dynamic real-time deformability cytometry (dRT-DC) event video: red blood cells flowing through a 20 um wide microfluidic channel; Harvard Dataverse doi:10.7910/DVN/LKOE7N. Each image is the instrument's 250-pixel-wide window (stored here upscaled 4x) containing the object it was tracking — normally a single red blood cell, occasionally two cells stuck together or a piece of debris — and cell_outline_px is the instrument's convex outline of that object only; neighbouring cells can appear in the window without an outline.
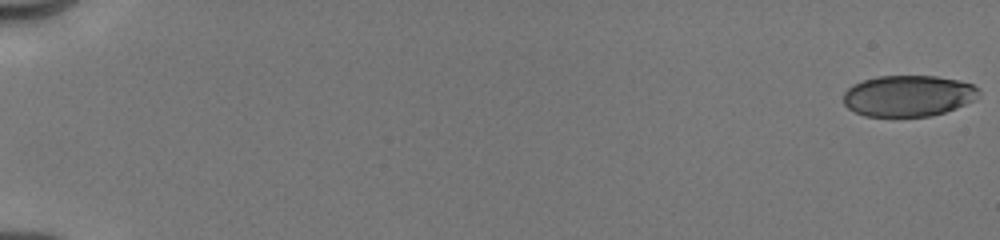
{"species": "human", "species_latin": "Homo sapiens", "temperature_condition": "cold", "stored_images_in_passage": 32, "camera_frame_rate_fps": 3000, "um_per_image_px": 0.085, "donor": {"sex": "male"}, "frame": {"image": 1, "passage_image": 1, "time_ms": 0.0, "image_size_px": [1000, 240], "cell_outline_px": [[980, 92], [972, 100], [956, 108], [932, 116], [864, 116], [848, 108], [844, 104], [844, 92], [852, 84], [864, 80], [880, 76], [936, 76], [960, 80], [972, 84], [980, 88]], "centroid_in_image_um": [77.2, 8.14], "position_along_channel_um": 7.8, "area_um2": 32.43}}
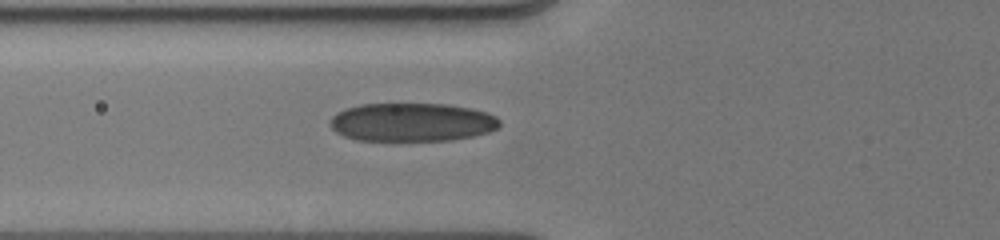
{"frame": {"image": 2, "passage_image": 14, "time_ms": 7.0, "image_size_px": [1000, 240], "cell_outline_px": [[500, 124], [496, 128], [488, 132], [472, 136], [452, 140], [356, 140], [344, 136], [336, 132], [328, 124], [328, 120], [336, 112], [344, 108], [360, 104], [448, 104], [472, 108], [488, 112], [496, 116], [500, 120]], "centroid_in_image_um": [34.99, 10.37], "position_along_channel_um": 90.8, "area_um2": 38.26}}
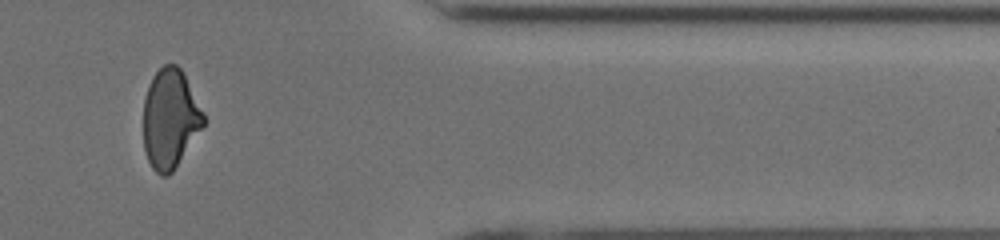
{"frame": {"image": 3, "passage_image": 28, "time_ms": 15.0, "image_size_px": [1000, 240], "cell_outline_px": [[204, 124], [172, 172], [168, 176], [160, 176], [152, 168], [148, 160], [144, 148], [144, 100], [148, 84], [152, 76], [164, 64], [176, 64], [184, 72], [204, 112]], "centroid_in_image_um": [14.45, 10.06], "position_along_channel_um": 396.9, "area_um2": 34.74}, "authors_computed_cell_mechanics": {"area_um2": 36.4429, "velocity_mm_per_s": 4.0391, "shape_relaxation_time_tau1_ms": 4.0394, "shape_relaxation_time_tau2_ms": 1.3258, "deformation_change_tau1": 0.1436, "deformation_change_tau2": 0.0779}}